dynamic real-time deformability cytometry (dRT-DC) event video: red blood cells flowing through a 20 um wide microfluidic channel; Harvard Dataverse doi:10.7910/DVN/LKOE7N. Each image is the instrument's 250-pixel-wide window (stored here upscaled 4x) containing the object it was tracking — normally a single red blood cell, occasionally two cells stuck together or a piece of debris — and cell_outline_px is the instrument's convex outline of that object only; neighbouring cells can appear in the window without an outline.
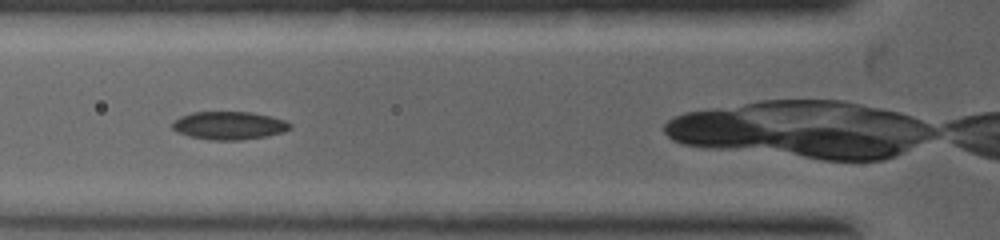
{"species": "common noctule bat (a hibernating species)", "species_latin": "Nyctalus noctula", "temperature_condition": "warm", "stored_images_in_passage": 3, "camera_frame_rate_fps": 5000, "um_per_image_px": 0.085, "animal": {"sex": "female", "body_mass_g": 19.0, "forearm_length_mm": 53.3}, "frame": {"image": 1, "passage_image": 2, "time_ms": 0.6, "image_size_px": [1000, 240], "cell_outline_px": [[292, 128], [284, 132], [264, 136], [240, 140], [212, 140], [192, 136], [176, 132], [172, 128], [172, 120], [180, 116], [192, 112], [252, 112], [284, 120], [292, 124]], "centroid_in_image_um": [19.45, 10.66], "position_along_channel_um": 106.3, "area_um2": 19.19}}